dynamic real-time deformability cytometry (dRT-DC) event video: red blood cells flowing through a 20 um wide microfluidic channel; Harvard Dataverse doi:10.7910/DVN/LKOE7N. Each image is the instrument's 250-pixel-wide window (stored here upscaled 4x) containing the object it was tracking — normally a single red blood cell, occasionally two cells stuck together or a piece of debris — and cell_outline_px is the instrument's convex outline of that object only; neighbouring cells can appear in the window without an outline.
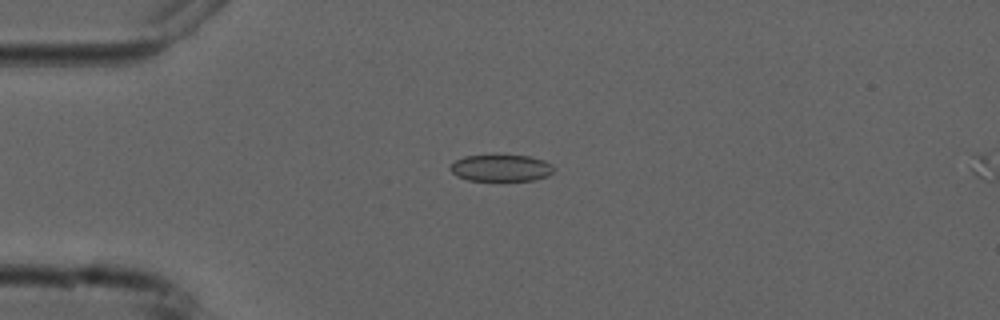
{"species": "common noctule bat (a hibernating species)", "species_latin": "Nyctalus noctula", "temperature_condition": "cold", "stored_images_in_passage": 5, "camera_frame_rate_fps": 3000, "um_per_image_px": 0.085, "animal": {"sex": "male", "forearm_length_mm": 52.5}, "frame": {"image": 1, "passage_image": 4, "time_ms": 3.333, "image_size_px": [1000, 320], "cell_outline_px": [[556, 168], [548, 176], [532, 180], [468, 180], [456, 176], [448, 168], [456, 160], [464, 156], [496, 152], [528, 156], [544, 160], [552, 164]], "centroid_in_image_um": [42.57, 14.22], "position_along_channel_um": 42.4, "area_um2": 16.88}}